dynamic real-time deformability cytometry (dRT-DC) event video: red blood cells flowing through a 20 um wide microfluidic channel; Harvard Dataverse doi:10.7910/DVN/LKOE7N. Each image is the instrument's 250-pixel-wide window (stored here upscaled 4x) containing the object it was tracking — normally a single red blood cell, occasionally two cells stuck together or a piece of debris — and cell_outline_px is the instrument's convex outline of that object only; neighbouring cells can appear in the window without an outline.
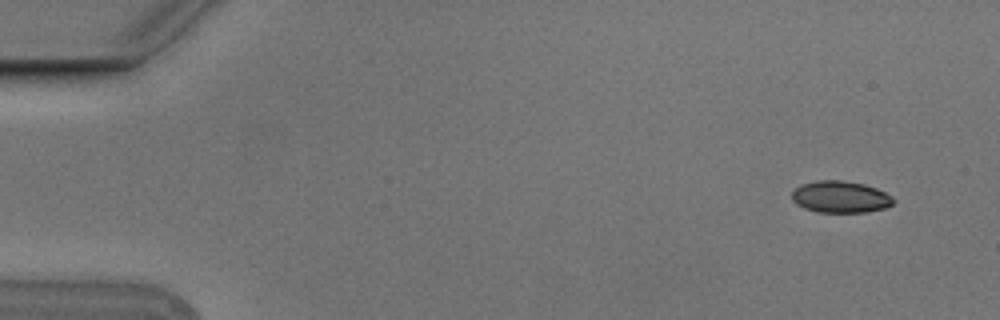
{"species": "Egyptian fruit bat (a non-hibernating species)", "species_latin": "Rousettus aegyptiacus", "temperature_condition": "cold", "stored_images_in_passage": 4, "camera_frame_rate_fps": 3000, "um_per_image_px": 0.085, "animal": {"sex": "male"}, "frame": {"image": 1, "passage_image": 1, "time_ms": 0.0, "image_size_px": [1000, 320], "cell_outline_px": [[896, 200], [892, 204], [884, 208], [864, 212], [816, 212], [804, 208], [796, 204], [792, 200], [792, 192], [800, 184], [816, 180], [840, 180], [864, 184], [876, 188], [892, 196]], "centroid_in_image_um": [71.41, 16.73], "position_along_channel_um": 13.6, "area_um2": 18.84}}
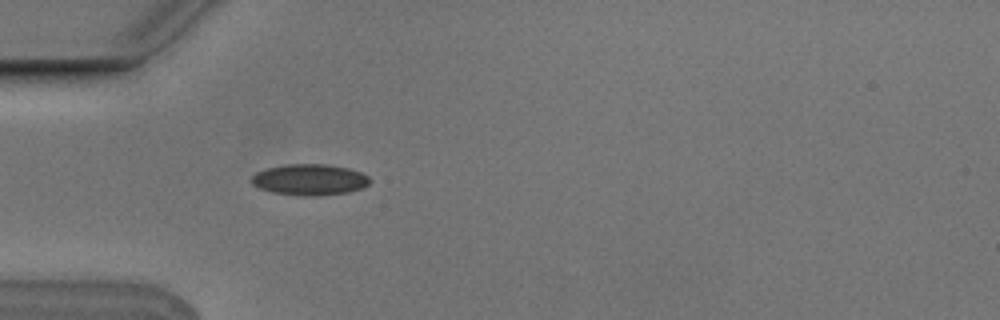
{"frame": {"image": 2, "passage_image": 4, "time_ms": 1.0, "image_size_px": [1000, 320], "cell_outline_px": [[372, 180], [364, 188], [348, 192], [316, 196], [300, 196], [272, 192], [260, 188], [252, 184], [252, 176], [256, 172], [268, 168], [284, 164], [328, 164], [348, 168], [360, 172], [368, 176]], "centroid_in_image_um": [26.34, 15.27], "position_along_channel_um": 58.7, "area_um2": 21.56}}